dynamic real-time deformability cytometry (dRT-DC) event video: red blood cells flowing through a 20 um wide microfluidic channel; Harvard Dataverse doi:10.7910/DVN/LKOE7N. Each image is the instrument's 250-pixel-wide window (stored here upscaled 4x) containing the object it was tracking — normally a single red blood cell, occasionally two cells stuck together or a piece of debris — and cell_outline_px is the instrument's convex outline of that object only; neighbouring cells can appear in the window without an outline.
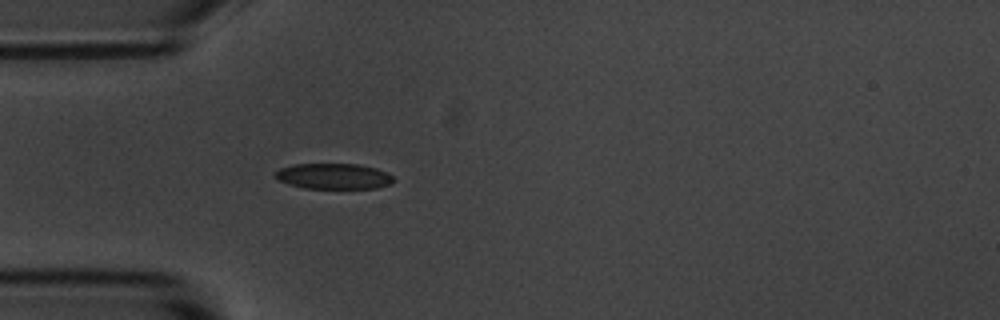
{"species": "common noctule bat (a hibernating species)", "species_latin": "Nyctalus noctula", "temperature_condition": "room temperature", "stored_images_in_passage": 10, "camera_frame_rate_fps": 3000, "um_per_image_px": 0.085, "animal": {"sex": "male", "body_mass_g": 20.1, "forearm_length_mm": 53.5}, "frame": {"image": 1, "passage_image": 6, "time_ms": 1.667, "image_size_px": [1000, 320], "cell_outline_px": [[396, 180], [388, 184], [376, 188], [304, 188], [280, 180], [272, 172], [280, 168], [296, 164], [356, 164], [376, 168], [392, 176]], "centroid_in_image_um": [28.36, 14.97], "position_along_channel_um": 56.6, "area_um2": 17.4}}